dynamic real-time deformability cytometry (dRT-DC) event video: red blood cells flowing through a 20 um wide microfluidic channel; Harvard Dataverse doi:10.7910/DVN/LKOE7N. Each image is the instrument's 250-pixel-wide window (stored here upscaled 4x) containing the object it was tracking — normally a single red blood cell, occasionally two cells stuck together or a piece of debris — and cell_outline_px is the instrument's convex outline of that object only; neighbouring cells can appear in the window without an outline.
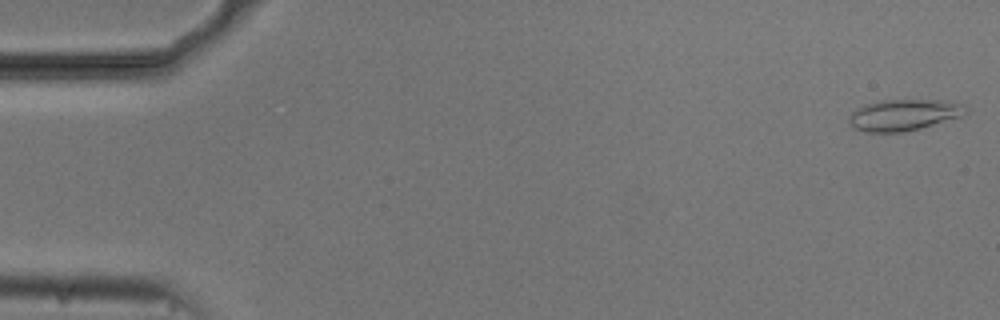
{"species": "common noctule bat (a hibernating species)", "species_latin": "Nyctalus noctula", "temperature_condition": "cold", "stored_images_in_passage": 19, "camera_frame_rate_fps": 3000, "um_per_image_px": 0.085, "animal": {"sex": "male", "body_mass_g": 20.5, "forearm_length_mm": 52.5}, "frame": {"image": 1, "passage_image": 1, "time_ms": 0.0, "image_size_px": [1000, 320], "cell_outline_px": [[968, 112], [960, 116], [920, 128], [904, 132], [868, 132], [856, 128], [848, 120], [848, 116], [856, 108], [864, 104], [884, 100], [940, 100], [964, 104], [968, 108]], "centroid_in_image_um": [76.82, 9.76], "position_along_channel_um": 8.2, "area_um2": 21.1}}
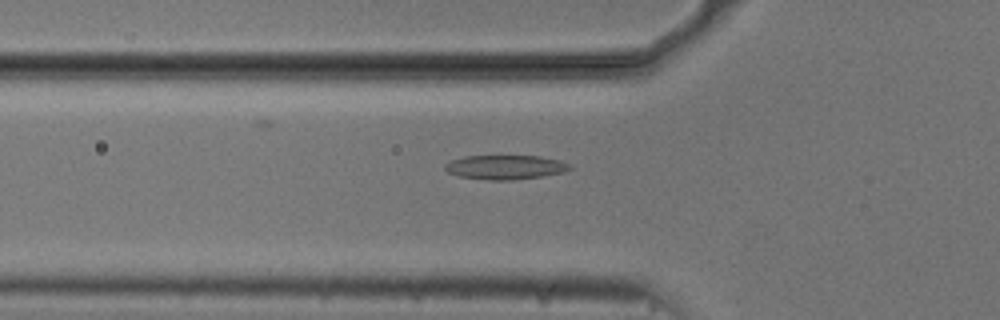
{"frame": {"image": 2, "passage_image": 18, "time_ms": 5.667, "image_size_px": [1000, 320], "cell_outline_px": [[572, 168], [564, 172], [540, 176], [508, 180], [488, 180], [460, 176], [448, 172], [444, 168], [444, 164], [452, 160], [464, 156], [540, 156], [560, 160], [568, 164]], "centroid_in_image_um": [42.93, 14.2], "position_along_channel_um": 82.9, "area_um2": 17.46}}